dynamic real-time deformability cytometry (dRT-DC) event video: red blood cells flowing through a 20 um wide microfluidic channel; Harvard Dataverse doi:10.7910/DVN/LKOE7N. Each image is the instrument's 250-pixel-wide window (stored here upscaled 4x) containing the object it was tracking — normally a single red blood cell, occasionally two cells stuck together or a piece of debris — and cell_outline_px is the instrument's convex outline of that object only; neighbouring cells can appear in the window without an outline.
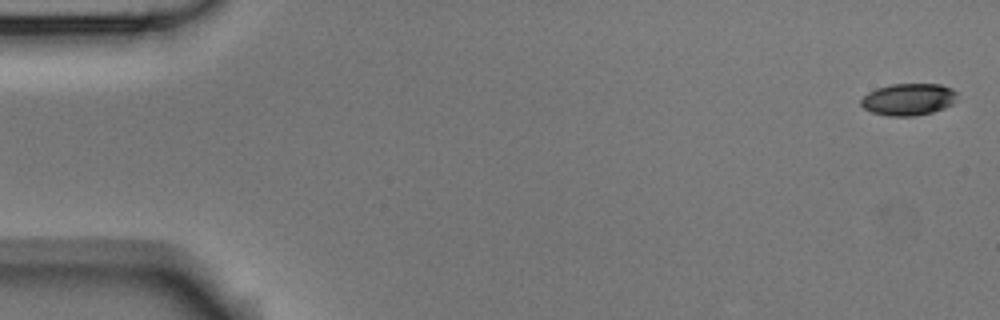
{"species": "Egyptian fruit bat (a non-hibernating species)", "species_latin": "Rousettus aegyptiacus", "temperature_condition": "room temperature", "stored_images_in_passage": 5, "camera_frame_rate_fps": 3000, "um_per_image_px": 0.085, "animal": {"sex": "male"}, "frame": {"image": 1, "passage_image": 1, "time_ms": 0.0, "image_size_px": [1000, 320], "cell_outline_px": [[956, 100], [952, 104], [944, 108], [932, 112], [916, 116], [888, 116], [872, 112], [864, 108], [860, 104], [860, 100], [868, 92], [876, 88], [892, 84], [940, 84], [952, 88], [956, 92]], "centroid_in_image_um": [77.21, 8.44], "position_along_channel_um": 7.8, "area_um2": 17.98}}
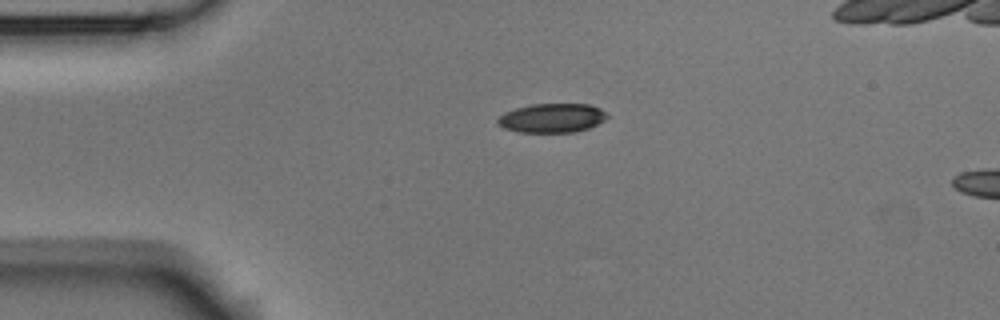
{"frame": {"image": 2, "passage_image": 4, "time_ms": 1.0, "image_size_px": [1000, 320], "cell_outline_px": [[608, 116], [604, 120], [588, 128], [576, 132], [516, 132], [504, 128], [496, 124], [496, 120], [504, 112], [516, 108], [532, 104], [588, 104], [600, 108]], "centroid_in_image_um": [46.87, 10.03], "position_along_channel_um": 38.1, "area_um2": 18.55}}